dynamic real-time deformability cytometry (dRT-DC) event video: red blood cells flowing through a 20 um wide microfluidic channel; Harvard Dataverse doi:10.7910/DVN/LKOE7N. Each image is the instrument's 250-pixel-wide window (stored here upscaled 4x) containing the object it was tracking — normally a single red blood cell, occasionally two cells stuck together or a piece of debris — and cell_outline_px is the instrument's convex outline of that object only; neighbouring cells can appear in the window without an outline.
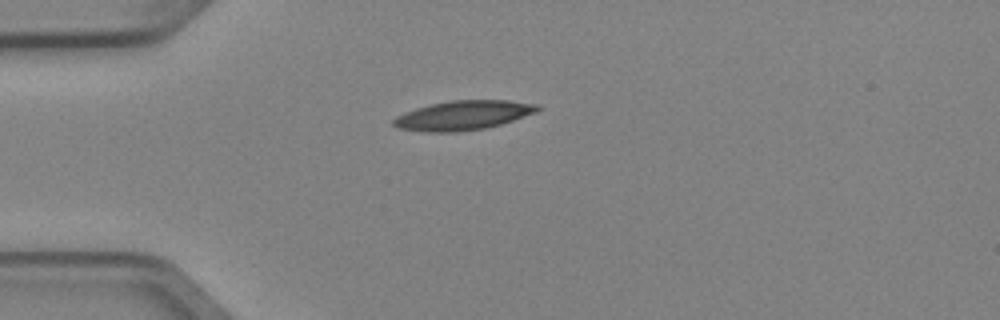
{"species": "Egyptian fruit bat (a non-hibernating species)", "species_latin": "Rousettus aegyptiacus", "temperature_condition": "cold", "stored_images_in_passage": 1, "camera_frame_rate_fps": 3000, "um_per_image_px": 0.085, "animal": {"sex": "female"}, "frame": {"image": 1, "passage_image": 1, "time_ms": 0.0, "image_size_px": [1000, 320], "cell_outline_px": [[540, 108], [536, 112], [488, 128], [456, 132], [424, 132], [396, 128], [392, 124], [392, 120], [396, 116], [404, 112], [416, 108], [432, 104], [452, 100], [508, 100], [540, 104]], "centroid_in_image_um": [39.34, 9.81], "position_along_channel_um": 45.7, "area_um2": 24.74}}